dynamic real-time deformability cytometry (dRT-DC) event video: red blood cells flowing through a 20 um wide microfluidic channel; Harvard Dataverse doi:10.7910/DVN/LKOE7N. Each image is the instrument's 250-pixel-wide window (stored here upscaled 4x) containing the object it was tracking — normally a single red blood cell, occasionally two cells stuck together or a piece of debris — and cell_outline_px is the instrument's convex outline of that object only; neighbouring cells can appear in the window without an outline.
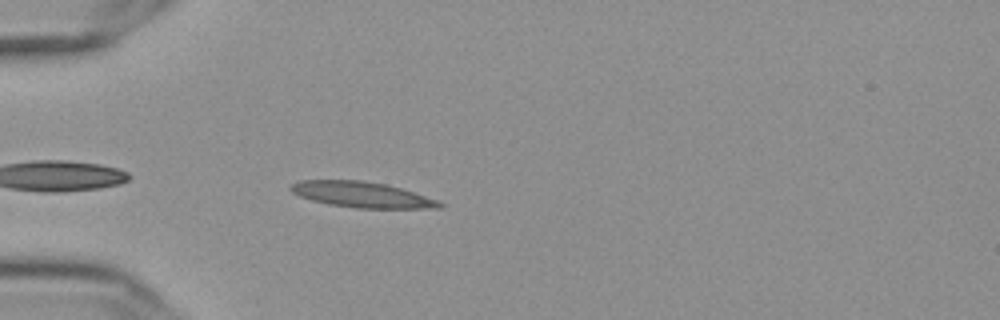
{"species": "Egyptian fruit bat (a non-hibernating species)", "species_latin": "Rousettus aegyptiacus", "temperature_condition": "cold", "stored_images_in_passage": 42, "camera_frame_rate_fps": 3000, "um_per_image_px": 0.085, "frame": {"image": 1, "passage_image": 3, "time_ms": 0.667, "image_size_px": [1000, 320], "cell_outline_px": [[444, 204], [440, 208], [356, 208], [328, 204], [312, 200], [300, 196], [292, 192], [288, 188], [292, 184], [300, 180], [360, 180], [384, 184], [400, 188], [440, 200]], "centroid_in_image_um": [30.76, 16.55], "position_along_channel_um": 54.2, "area_um2": 22.2}}
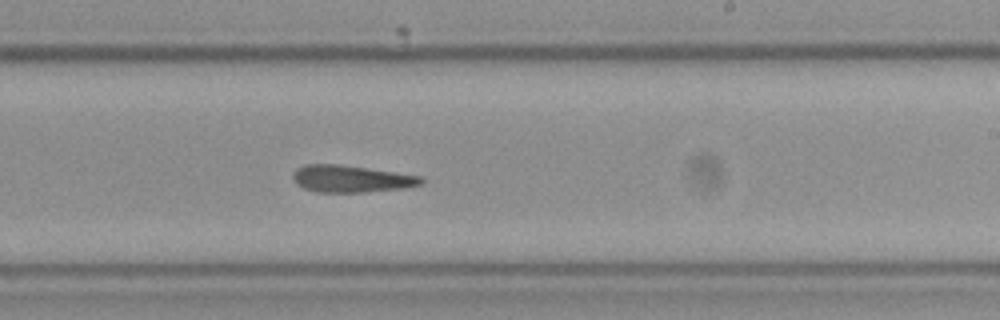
{"frame": {"image": 2, "passage_image": 21, "time_ms": 6.667, "image_size_px": [1000, 320], "cell_outline_px": [[424, 184], [404, 188], [364, 192], [320, 192], [304, 188], [296, 184], [292, 180], [292, 172], [296, 168], [304, 164], [340, 164], [420, 176], [424, 180]], "centroid_in_image_um": [29.8, 15.19], "position_along_channel_um": 259.2, "area_um2": 20.23}}
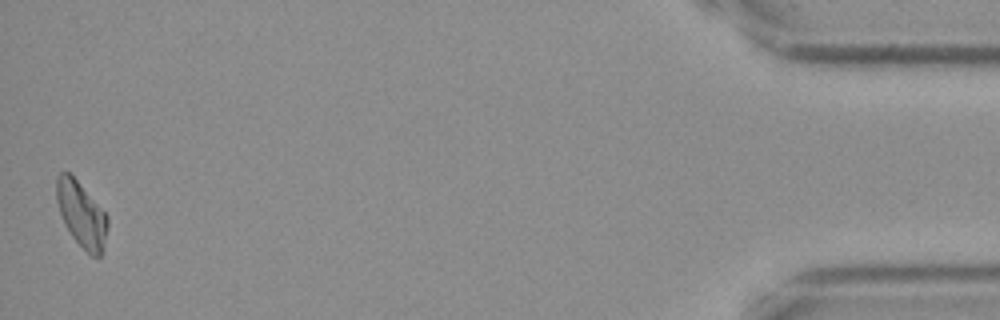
{"frame": {"image": 3, "passage_image": 42, "time_ms": 13.667, "image_size_px": [1000, 320], "cell_outline_px": [[108, 224], [100, 256], [92, 256], [72, 236], [64, 224], [56, 200], [56, 176], [60, 172], [68, 172], [76, 180], [108, 216]], "centroid_in_image_um": [6.89, 18.19], "position_along_channel_um": 428.3, "area_um2": 18.84}}